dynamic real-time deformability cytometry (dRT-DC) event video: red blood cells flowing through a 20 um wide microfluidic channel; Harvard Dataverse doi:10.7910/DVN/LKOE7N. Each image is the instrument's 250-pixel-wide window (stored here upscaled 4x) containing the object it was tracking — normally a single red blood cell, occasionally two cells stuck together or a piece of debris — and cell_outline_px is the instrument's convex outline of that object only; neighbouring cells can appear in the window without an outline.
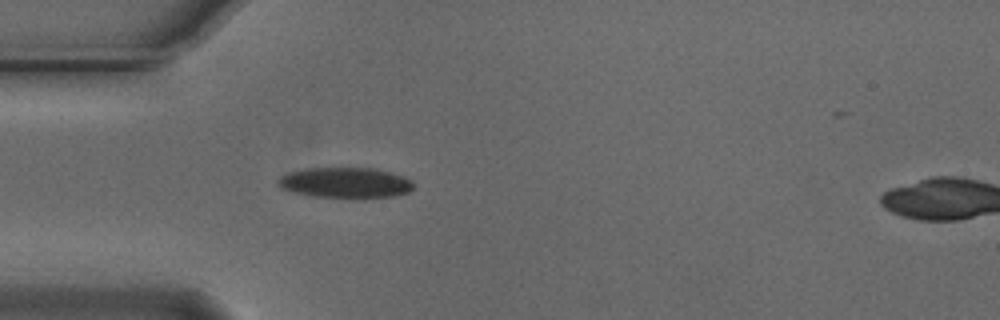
{"species": "Egyptian fruit bat (a non-hibernating species)", "species_latin": "Rousettus aegyptiacus", "temperature_condition": "cold", "stored_images_in_passage": 28, "camera_frame_rate_fps": 3000, "um_per_image_px": 0.085, "animal": {"sex": "male"}, "frame": {"image": 1, "passage_image": 1, "time_ms": 0.0, "image_size_px": [1000, 320], "cell_outline_px": [[412, 188], [408, 192], [396, 196], [364, 200], [352, 200], [312, 196], [280, 188], [276, 184], [276, 180], [280, 176], [288, 172], [308, 168], [372, 168], [404, 176], [412, 180]], "centroid_in_image_um": [29.36, 15.57], "position_along_channel_um": 55.6, "area_um2": 24.91}}
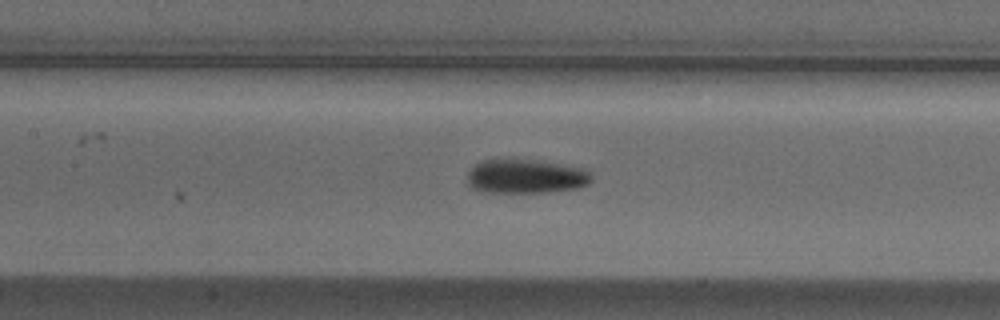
{"frame": {"image": 2, "passage_image": 10, "time_ms": 3.0, "image_size_px": [1000, 320], "cell_outline_px": [[592, 180], [588, 184], [580, 188], [544, 192], [480, 192], [472, 188], [468, 184], [468, 172], [476, 164], [484, 160], [536, 160], [580, 168], [588, 172], [592, 176]], "centroid_in_image_um": [44.68, 15.01], "position_along_channel_um": 162.7, "area_um2": 24.39}}
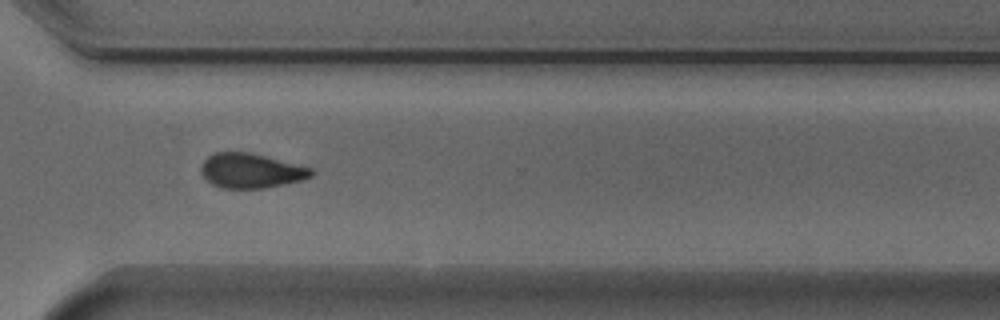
{"frame": {"image": 3, "passage_image": 25, "time_ms": 8.0, "image_size_px": [1000, 320], "cell_outline_px": [[316, 172], [312, 176], [304, 180], [264, 188], [220, 188], [212, 184], [200, 172], [200, 168], [204, 160], [208, 156], [216, 152], [248, 152], [312, 168]], "centroid_in_image_um": [21.34, 14.52], "position_along_channel_um": 349.3, "area_um2": 22.2}, "authors_computed_cell_mechanics": {"area_um2": 24.4494, "velocity_mm_per_s": 3.7342, "shape_relaxation_time_tau1_ms": 2.6961, "shape_relaxation_time_tau2_ms": 8.2102, "deformation_change_tau1": 0.1134, "deformation_change_tau2": 0.1415}}